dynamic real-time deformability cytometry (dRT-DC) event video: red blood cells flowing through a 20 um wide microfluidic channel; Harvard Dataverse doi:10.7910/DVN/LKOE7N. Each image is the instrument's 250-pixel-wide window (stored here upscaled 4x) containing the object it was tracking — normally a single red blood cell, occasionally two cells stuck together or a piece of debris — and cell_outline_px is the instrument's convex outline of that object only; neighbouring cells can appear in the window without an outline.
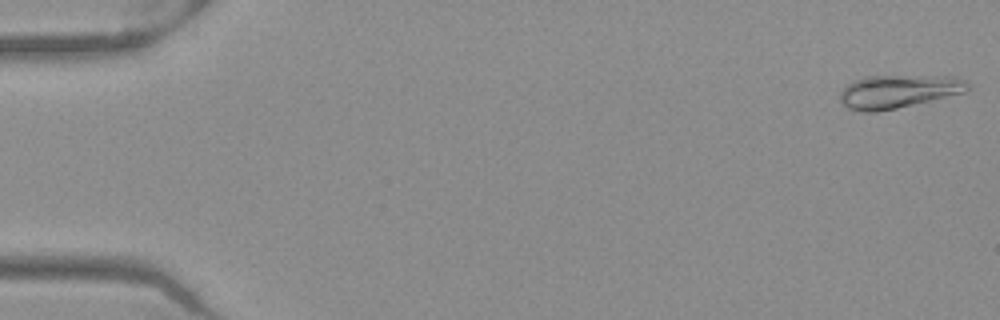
{"species": "Egyptian fruit bat (a non-hibernating species)", "species_latin": "Rousettus aegyptiacus", "temperature_condition": "warm", "stored_images_in_passage": 51, "camera_frame_rate_fps": 3000, "um_per_image_px": 0.085, "frame": {"image": 1, "passage_image": 1, "time_ms": 0.0, "image_size_px": [1000, 320], "cell_outline_px": [[972, 88], [964, 92], [896, 108], [876, 112], [860, 112], [848, 108], [840, 100], [840, 92], [848, 84], [864, 76], [956, 76], [968, 80], [972, 84]], "centroid_in_image_um": [76.41, 7.76], "position_along_channel_um": 8.6, "area_um2": 24.74}}
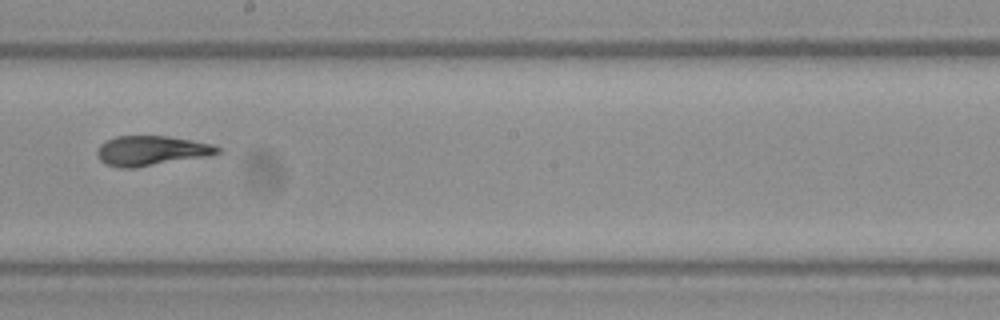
{"frame": {"image": 2, "passage_image": 29, "time_ms": 9.333, "image_size_px": [1000, 320], "cell_outline_px": [[220, 152], [208, 156], [132, 168], [120, 168], [108, 164], [100, 160], [96, 156], [96, 152], [100, 144], [116, 136], [168, 136], [192, 140], [212, 144], [220, 148]], "centroid_in_image_um": [12.85, 12.8], "position_along_channel_um": 235.4, "area_um2": 20.75}}
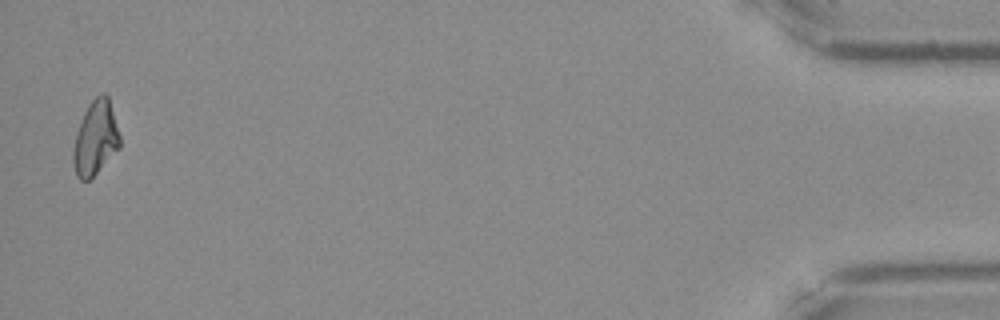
{"frame": {"image": 3, "passage_image": 50, "time_ms": 16.333, "image_size_px": [1000, 320], "cell_outline_px": [[120, 148], [88, 180], [80, 180], [76, 176], [72, 160], [72, 152], [76, 132], [84, 112], [88, 104], [100, 92], [104, 92], [108, 96], [120, 136]], "centroid_in_image_um": [8.1, 11.72], "position_along_channel_um": 427.1, "area_um2": 20.11}}